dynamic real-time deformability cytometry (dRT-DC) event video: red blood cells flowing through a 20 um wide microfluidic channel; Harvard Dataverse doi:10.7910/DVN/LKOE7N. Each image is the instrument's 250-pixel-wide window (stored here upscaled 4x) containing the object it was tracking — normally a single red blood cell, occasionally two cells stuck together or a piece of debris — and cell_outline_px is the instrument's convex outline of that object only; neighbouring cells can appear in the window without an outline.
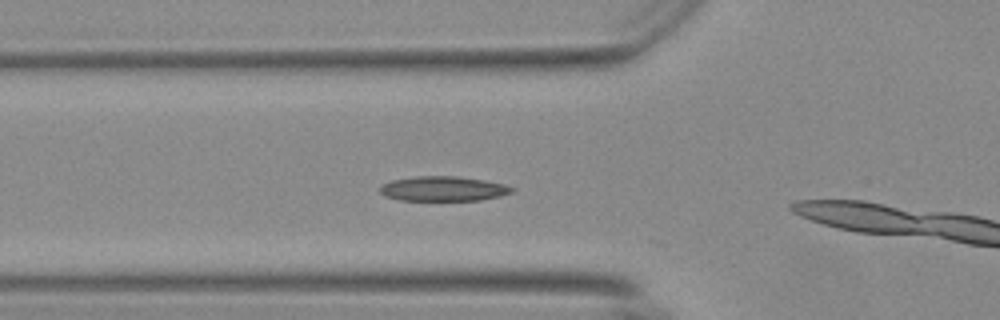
{"species": "Egyptian fruit bat (a non-hibernating species)", "species_latin": "Rousettus aegyptiacus", "temperature_condition": "warm", "stored_images_in_passage": 42, "camera_frame_rate_fps": 3000, "um_per_image_px": 0.085, "animal": {"sex": "female"}, "frame": {"image": 1, "passage_image": 5, "time_ms": 1.333, "image_size_px": [1000, 320], "cell_outline_px": [[516, 188], [512, 192], [500, 196], [480, 200], [400, 200], [384, 196], [380, 192], [380, 188], [384, 184], [392, 180], [416, 176], [456, 176], [484, 180], [504, 184]], "centroid_in_image_um": [37.69, 16.04], "position_along_channel_um": 88.1, "area_um2": 18.96}}
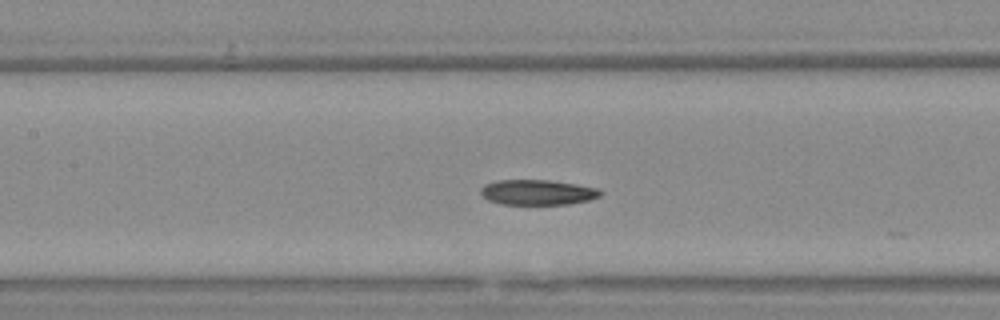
{"frame": {"image": 2, "passage_image": 11, "time_ms": 3.333, "image_size_px": [1000, 320], "cell_outline_px": [[604, 192], [600, 196], [588, 200], [568, 204], [500, 204], [488, 200], [480, 192], [480, 188], [484, 184], [496, 180], [548, 180], [576, 184], [600, 188]], "centroid_in_image_um": [45.7, 16.34], "position_along_channel_um": 161.7, "area_um2": 17.69}}
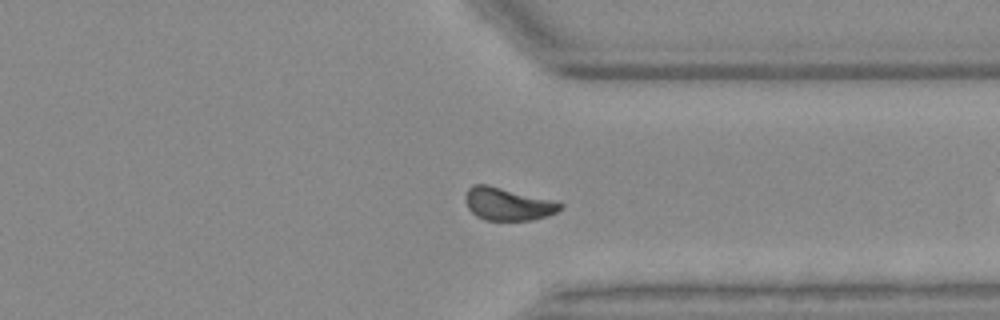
{"frame": {"image": 3, "passage_image": 28, "time_ms": 9.0, "image_size_px": [1000, 320], "cell_outline_px": [[564, 204], [556, 212], [548, 216], [532, 220], [484, 220], [476, 216], [468, 208], [464, 200], [464, 196], [468, 188], [472, 184], [488, 184], [556, 200]], "centroid_in_image_um": [43.15, 17.32], "position_along_channel_um": 368.2, "area_um2": 18.44}, "authors_computed_cell_mechanics": {"area_um2": 18.1203, "velocity_mm_per_s": 3.6554, "shape_relaxation_time_tau1_ms": null, "shape_relaxation_time_tau2_ms": 9.0374, "deformation_change_tau1": null, "deformation_change_tau2": 0.1029}}